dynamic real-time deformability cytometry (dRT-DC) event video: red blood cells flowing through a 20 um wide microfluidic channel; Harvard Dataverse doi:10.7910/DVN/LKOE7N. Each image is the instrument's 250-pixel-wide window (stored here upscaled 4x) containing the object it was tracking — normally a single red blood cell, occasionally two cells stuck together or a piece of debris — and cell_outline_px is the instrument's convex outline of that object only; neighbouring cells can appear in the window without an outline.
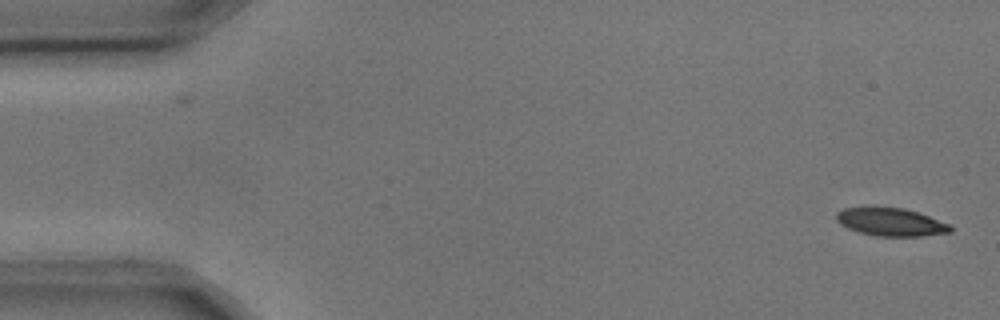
{"species": "common noctule bat (a hibernating species)", "species_latin": "Nyctalus noctula", "temperature_condition": "cold", "stored_images_in_passage": 2, "camera_frame_rate_fps": 3000, "um_per_image_px": 0.085, "animal": {"sex": "male", "body_mass_g": 17.9, "forearm_length_mm": 54.2}, "frame": {"image": 1, "passage_image": 2, "time_ms": 0.333, "image_size_px": [1000, 320], "cell_outline_px": [[952, 232], [920, 236], [876, 236], [860, 232], [848, 228], [840, 224], [836, 220], [836, 212], [844, 208], [872, 204], [904, 208], [952, 224]], "centroid_in_image_um": [75.68, 18.82], "position_along_channel_um": 9.3, "area_um2": 19.25}}